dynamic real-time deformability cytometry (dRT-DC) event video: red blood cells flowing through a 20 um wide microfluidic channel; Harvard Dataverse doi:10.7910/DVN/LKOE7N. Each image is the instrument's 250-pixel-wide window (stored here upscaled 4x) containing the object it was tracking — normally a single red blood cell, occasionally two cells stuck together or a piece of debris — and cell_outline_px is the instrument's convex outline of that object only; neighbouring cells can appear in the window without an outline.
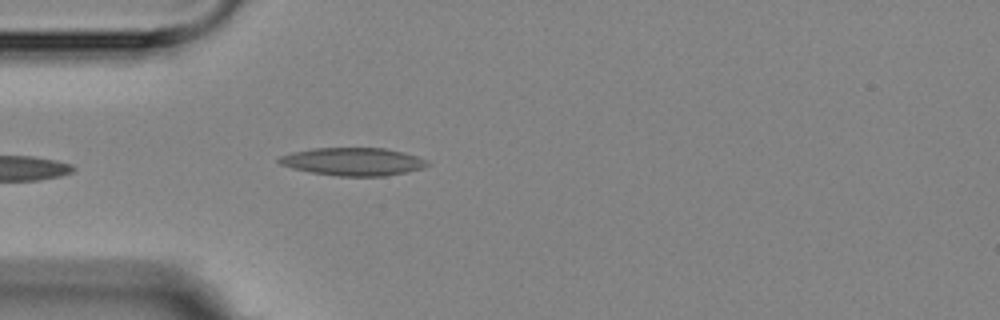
{"species": "Egyptian fruit bat (a non-hibernating species)", "species_latin": "Rousettus aegyptiacus", "temperature_condition": "room temperature", "stored_images_in_passage": 5, "camera_frame_rate_fps": 3000, "um_per_image_px": 0.085, "animal": {"sex": "female"}, "frame": {"image": 1, "passage_image": 5, "time_ms": 4.667, "image_size_px": [1000, 320], "cell_outline_px": [[432, 164], [424, 168], [408, 172], [384, 176], [340, 176], [312, 172], [292, 168], [280, 164], [276, 160], [280, 156], [292, 152], [312, 148], [384, 148], [404, 152], [428, 160]], "centroid_in_image_um": [30.05, 13.73], "position_along_channel_um": 55.0, "area_um2": 24.22}}